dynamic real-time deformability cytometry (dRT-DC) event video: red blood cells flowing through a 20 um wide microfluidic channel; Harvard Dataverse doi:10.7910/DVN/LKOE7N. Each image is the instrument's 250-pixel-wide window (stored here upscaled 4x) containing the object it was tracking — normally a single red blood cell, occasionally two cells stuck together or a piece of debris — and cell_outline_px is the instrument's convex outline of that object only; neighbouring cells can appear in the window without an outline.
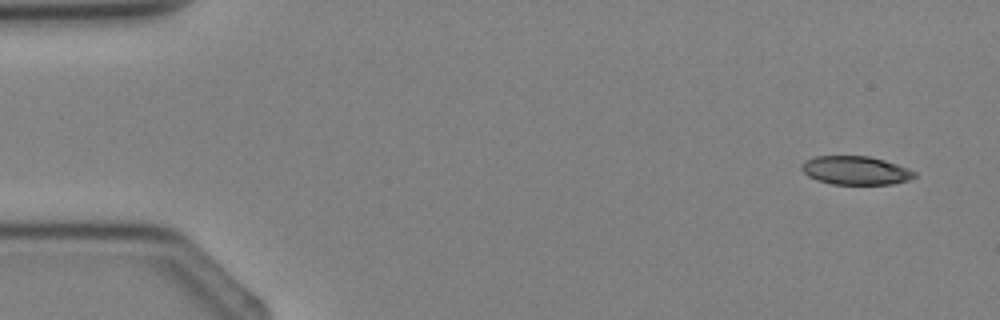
{"species": "Egyptian fruit bat (a non-hibernating species)", "species_latin": "Rousettus aegyptiacus", "temperature_condition": "cold", "stored_images_in_passage": 3, "camera_frame_rate_fps": 3000, "um_per_image_px": 0.085, "animal": {"sex": "female"}, "frame": {"image": 1, "passage_image": 1, "time_ms": 0.0, "image_size_px": [1000, 320], "cell_outline_px": [[916, 176], [908, 180], [892, 184], [832, 184], [808, 176], [800, 168], [800, 164], [804, 160], [816, 156], [868, 156], [884, 160], [908, 168], [916, 172]], "centroid_in_image_um": [72.71, 14.48], "position_along_channel_um": 12.3, "area_um2": 18.73}}